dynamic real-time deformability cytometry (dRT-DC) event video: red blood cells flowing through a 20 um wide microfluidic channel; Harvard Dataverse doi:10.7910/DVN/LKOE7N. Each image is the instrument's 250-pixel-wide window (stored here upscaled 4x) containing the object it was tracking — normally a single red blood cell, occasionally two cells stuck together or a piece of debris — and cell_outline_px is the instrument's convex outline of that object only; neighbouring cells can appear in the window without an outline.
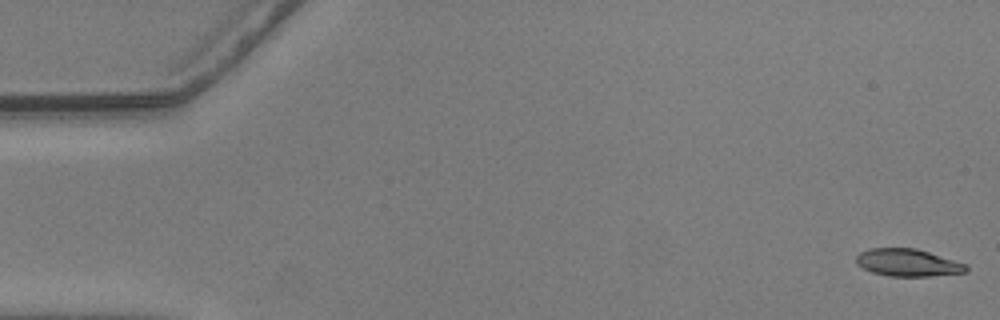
{"species": "common noctule bat (a hibernating species)", "species_latin": "Nyctalus noctula", "temperature_condition": "warm", "stored_images_in_passage": 56, "camera_frame_rate_fps": 3000, "um_per_image_px": 0.085, "animal": {"sex": "male", "body_mass_g": 20.5, "forearm_length_mm": 52.5}, "frame": {"image": 1, "passage_image": 1, "time_ms": 0.0, "image_size_px": [1000, 320], "cell_outline_px": [[968, 272], [928, 276], [888, 276], [872, 272], [856, 264], [856, 256], [860, 252], [868, 248], [916, 248], [968, 264]], "centroid_in_image_um": [77.17, 22.32], "position_along_channel_um": 7.8, "area_um2": 17.63}}
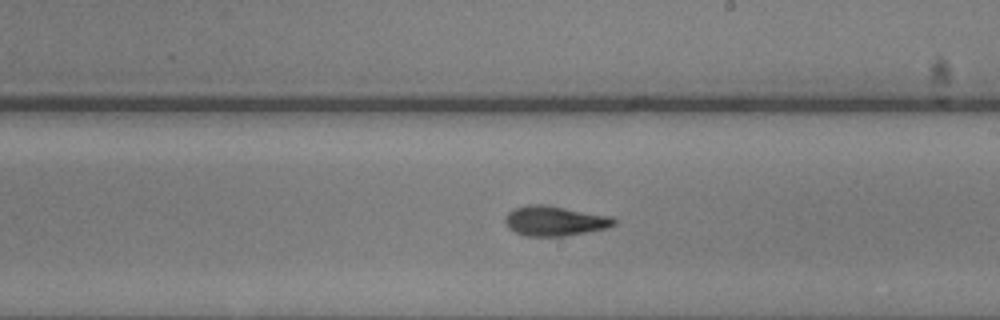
{"frame": {"image": 2, "passage_image": 32, "time_ms": 10.333, "image_size_px": [1000, 320], "cell_outline_px": [[616, 224], [608, 228], [568, 236], [524, 236], [508, 228], [504, 220], [508, 212], [512, 208], [528, 204], [544, 204], [612, 216], [616, 220]], "centroid_in_image_um": [47.15, 18.77], "position_along_channel_um": 241.8, "area_um2": 19.25}}
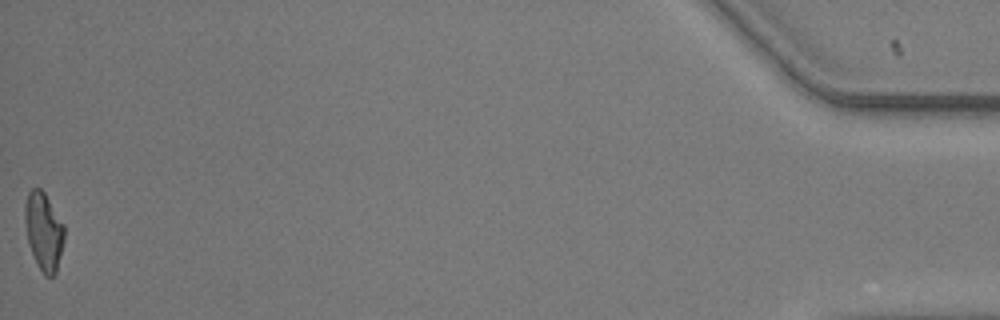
{"frame": {"image": 3, "passage_image": 56, "time_ms": 18.333, "image_size_px": [1000, 320], "cell_outline_px": [[64, 240], [56, 272], [52, 276], [44, 276], [36, 264], [28, 240], [24, 220], [24, 208], [28, 192], [32, 188], [40, 188], [44, 192], [64, 224]], "centroid_in_image_um": [3.71, 19.65], "position_along_channel_um": 431.5, "area_um2": 17.8}, "authors_computed_cell_mechanics": {"area_um2": 18.2648, "velocity_mm_per_s": 3.628, "shape_relaxation_time_tau1_ms": 4.4892, "shape_relaxation_time_tau2_ms": 3.2501, "deformation_change_tau1": 0.1799, "deformation_change_tau2": 0.1026}}